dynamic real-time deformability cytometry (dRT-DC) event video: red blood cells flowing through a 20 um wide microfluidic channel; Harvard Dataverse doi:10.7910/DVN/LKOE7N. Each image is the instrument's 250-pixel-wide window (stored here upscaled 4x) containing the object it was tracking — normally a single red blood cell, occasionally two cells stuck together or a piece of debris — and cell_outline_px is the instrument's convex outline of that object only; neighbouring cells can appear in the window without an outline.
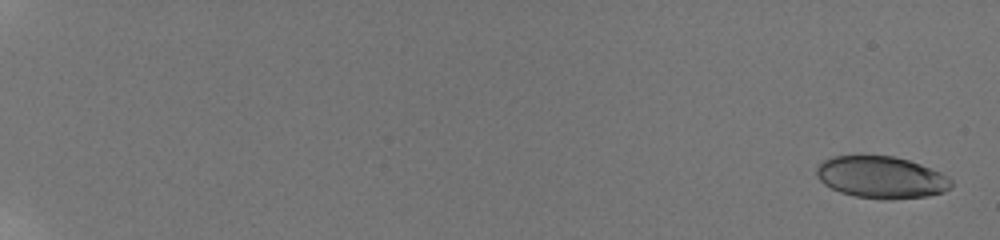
{"species": "human", "species_latin": "Homo sapiens", "temperature_condition": "room temperature", "stored_images_in_passage": 37, "camera_frame_rate_fps": 3000, "um_per_image_px": 0.085, "donor": {"sex": "male"}, "frame": {"image": 1, "passage_image": 1, "time_ms": 0.0, "image_size_px": [1000, 240], "cell_outline_px": [[952, 188], [944, 192], [928, 196], [888, 200], [856, 196], [840, 192], [824, 184], [816, 176], [816, 168], [824, 160], [832, 156], [860, 152], [896, 156], [920, 164], [940, 172], [948, 176], [952, 180]], "centroid_in_image_um": [74.89, 15.02], "position_along_channel_um": 10.1, "area_um2": 33.93}}
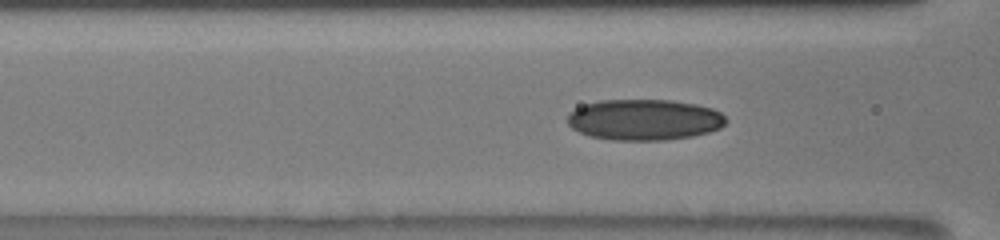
{"frame": {"image": 2, "passage_image": 16, "time_ms": 5.0, "image_size_px": [1000, 240], "cell_outline_px": [[728, 120], [720, 128], [708, 132], [692, 136], [664, 140], [612, 140], [588, 136], [572, 128], [568, 124], [568, 112], [584, 104], [600, 100], [672, 100], [696, 104], [712, 108], [720, 112]], "centroid_in_image_um": [54.75, 10.17], "position_along_channel_um": 111.8, "area_um2": 37.97}}
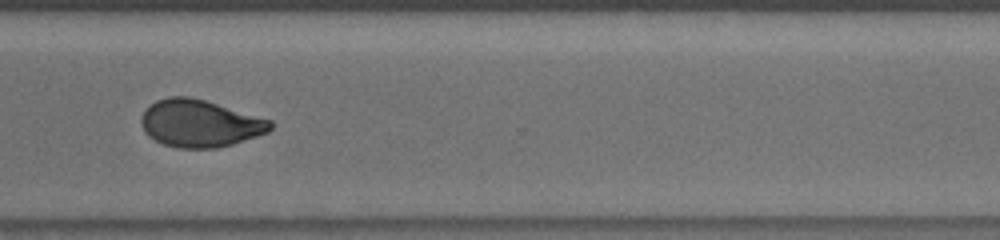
{"frame": {"image": 3, "passage_image": 31, "time_ms": 10.0, "image_size_px": [1000, 240], "cell_outline_px": [[272, 128], [268, 132], [232, 144], [216, 148], [180, 148], [164, 144], [148, 136], [144, 132], [140, 120], [144, 112], [156, 100], [168, 96], [188, 96], [204, 100], [272, 120]], "centroid_in_image_um": [16.98, 10.49], "position_along_channel_um": 353.6, "area_um2": 35.32}, "authors_computed_cell_mechanics": {"area_um2": 35.7782, "velocity_mm_per_s": 3.8444, "shape_relaxation_time_tau1_ms": null, "shape_relaxation_time_tau2_ms": 1.4965, "deformation_change_tau1": null, "deformation_change_tau2": 0.0596}}